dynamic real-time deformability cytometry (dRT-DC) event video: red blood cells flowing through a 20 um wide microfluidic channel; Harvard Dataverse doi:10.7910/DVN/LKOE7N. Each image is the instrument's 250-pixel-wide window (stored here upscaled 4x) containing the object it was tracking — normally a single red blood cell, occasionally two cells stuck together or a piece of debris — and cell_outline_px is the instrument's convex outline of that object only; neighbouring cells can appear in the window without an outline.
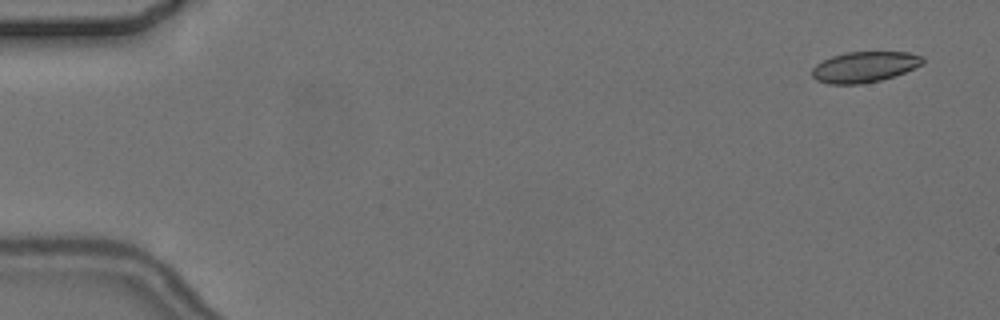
{"species": "common noctule bat (a hibernating species)", "species_latin": "Nyctalus noctula", "temperature_condition": "cold", "stored_images_in_passage": 5, "camera_frame_rate_fps": 3000, "um_per_image_px": 0.085, "animal": {"sex": "female", "body_mass_g": 24.6, "forearm_length_mm": 56.2}, "frame": {"image": 1, "passage_image": 1, "time_ms": 0.0, "image_size_px": [1000, 320], "cell_outline_px": [[924, 64], [904, 72], [880, 80], [860, 84], [828, 84], [816, 80], [812, 76], [812, 68], [816, 64], [832, 56], [848, 52], [908, 52], [924, 56]], "centroid_in_image_um": [73.48, 5.68], "position_along_channel_um": 11.5, "area_um2": 19.77}}
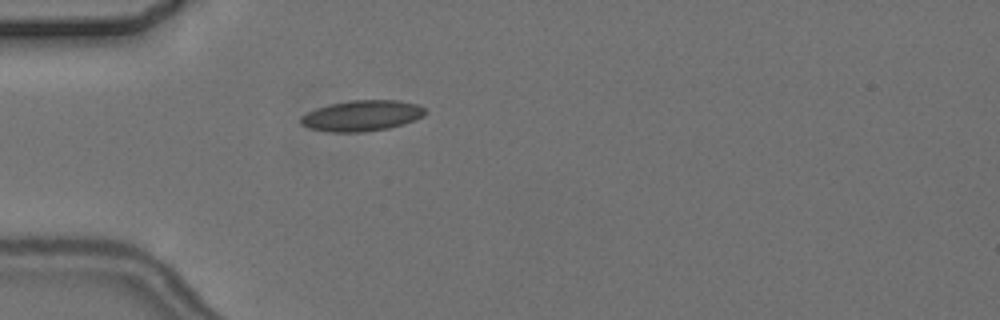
{"frame": {"image": 2, "passage_image": 5, "time_ms": 4.667, "image_size_px": [1000, 320], "cell_outline_px": [[428, 112], [424, 116], [416, 120], [404, 124], [388, 128], [364, 132], [328, 132], [308, 128], [300, 124], [300, 116], [316, 108], [332, 104], [352, 100], [396, 100], [420, 104]], "centroid_in_image_um": [30.78, 9.84], "position_along_channel_um": 54.2, "area_um2": 22.54}}